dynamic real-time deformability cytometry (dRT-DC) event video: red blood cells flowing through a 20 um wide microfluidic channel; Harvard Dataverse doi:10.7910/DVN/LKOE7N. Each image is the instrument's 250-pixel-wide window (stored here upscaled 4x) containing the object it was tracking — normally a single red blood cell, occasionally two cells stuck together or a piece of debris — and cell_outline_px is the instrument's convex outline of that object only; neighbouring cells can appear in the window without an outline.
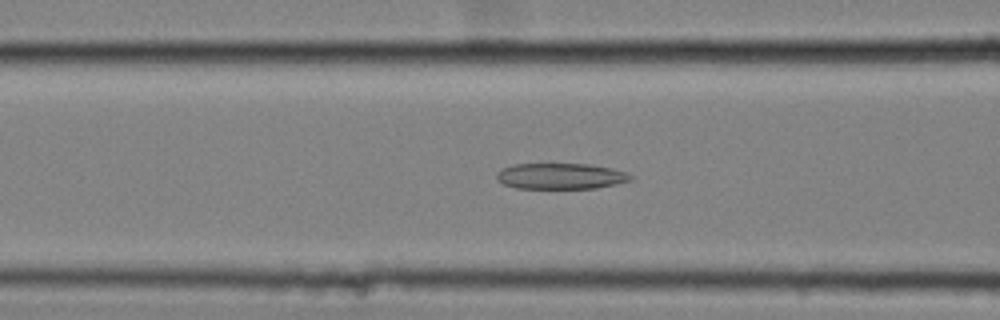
{"species": "common noctule bat (a hibernating species)", "species_latin": "Nyctalus noctula", "temperature_condition": "cold", "stored_images_in_passage": 58, "camera_frame_rate_fps": 3000, "um_per_image_px": 0.085, "animal": {"sex": "female", "body_mass_g": 25.1}, "frame": {"image": 1, "passage_image": 24, "time_ms": 7.667, "image_size_px": [1000, 320], "cell_outline_px": [[632, 180], [616, 184], [596, 188], [516, 188], [504, 184], [496, 180], [496, 172], [500, 168], [512, 164], [588, 164], [608, 168], [624, 172], [632, 176]], "centroid_in_image_um": [47.58, 14.97], "position_along_channel_um": 119.0, "area_um2": 20.17}}
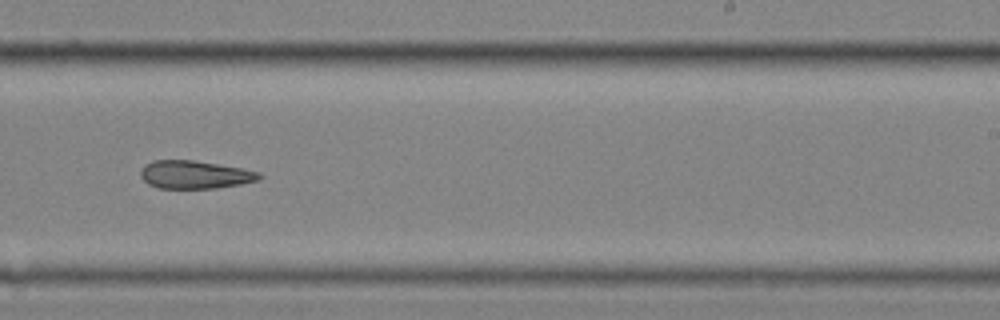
{"frame": {"image": 2, "passage_image": 37, "time_ms": 12.0, "image_size_px": [1000, 320], "cell_outline_px": [[264, 176], [260, 180], [240, 184], [216, 188], [160, 188], [148, 184], [140, 176], [140, 172], [144, 164], [152, 160], [192, 160], [240, 168], [260, 172]], "centroid_in_image_um": [16.56, 14.84], "position_along_channel_um": 272.4, "area_um2": 19.36}}
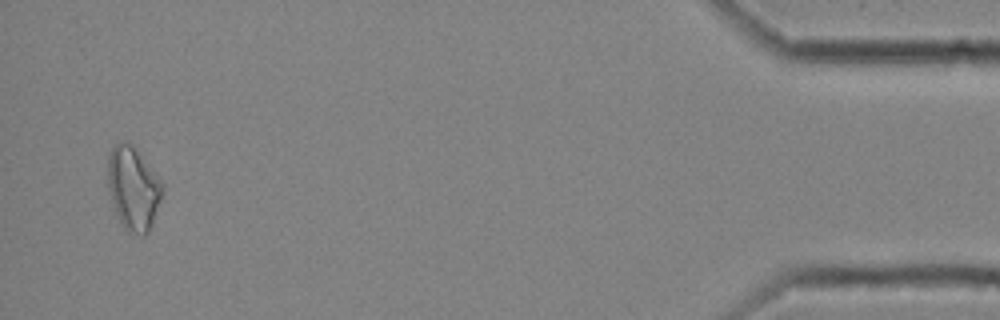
{"frame": {"image": 3, "passage_image": 56, "time_ms": 18.333, "image_size_px": [1000, 320], "cell_outline_px": [[164, 192], [152, 224], [148, 232], [144, 236], [128, 232], [124, 228], [116, 212], [112, 200], [108, 184], [108, 156], [112, 144], [124, 140], [132, 144], [164, 184]], "centroid_in_image_um": [11.34, 15.99], "position_along_channel_um": 423.9, "area_um2": 26.53}, "authors_computed_cell_mechanics": {"area_um2": 22.3975, "velocity_mm_per_s": 3.5461, "shape_relaxation_time_tau1_ms": null, "shape_relaxation_time_tau2_ms": 4.3082, "deformation_change_tau1": null, "deformation_change_tau2": 0.1354}}